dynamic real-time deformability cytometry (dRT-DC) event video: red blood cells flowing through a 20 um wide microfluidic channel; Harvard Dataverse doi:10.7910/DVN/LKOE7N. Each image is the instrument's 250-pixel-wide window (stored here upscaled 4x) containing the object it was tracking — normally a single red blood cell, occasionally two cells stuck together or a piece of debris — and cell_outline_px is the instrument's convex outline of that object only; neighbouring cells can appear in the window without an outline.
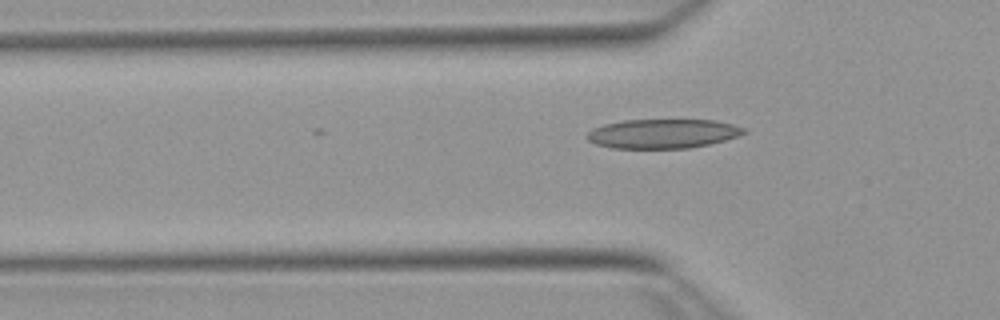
{"species": "Egyptian fruit bat (a non-hibernating species)", "species_latin": "Rousettus aegyptiacus", "temperature_condition": "warm", "stored_images_in_passage": 21, "camera_frame_rate_fps": 3000, "um_per_image_px": 0.085, "animal": {"sex": "female"}, "frame": {"image": 1, "passage_image": 9, "time_ms": 2.667, "image_size_px": [1000, 320], "cell_outline_px": [[748, 132], [740, 136], [708, 144], [688, 148], [612, 148], [596, 144], [588, 140], [584, 136], [592, 128], [604, 124], [624, 120], [716, 120], [732, 124], [744, 128]], "centroid_in_image_um": [56.32, 11.36], "position_along_channel_um": 69.5, "area_um2": 26.82}}
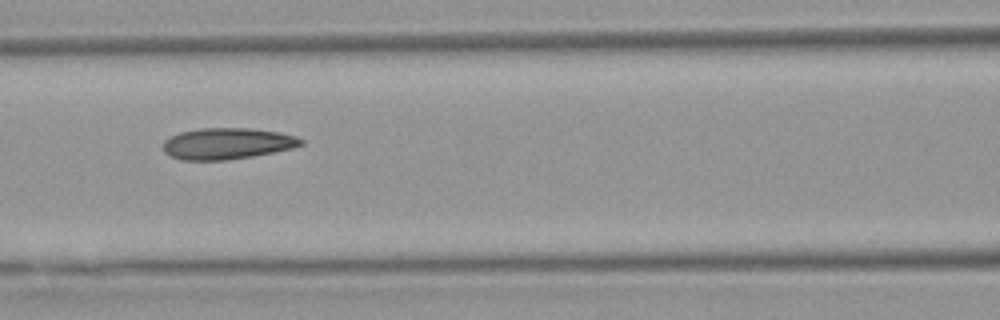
{"frame": {"image": 2, "passage_image": 15, "time_ms": 4.667, "image_size_px": [1000, 320], "cell_outline_px": [[304, 144], [292, 148], [252, 156], [224, 160], [180, 160], [164, 152], [164, 140], [180, 132], [200, 128], [252, 128], [280, 132], [296, 136], [304, 140]], "centroid_in_image_um": [19.33, 12.19], "position_along_channel_um": 147.3, "area_um2": 25.09}}
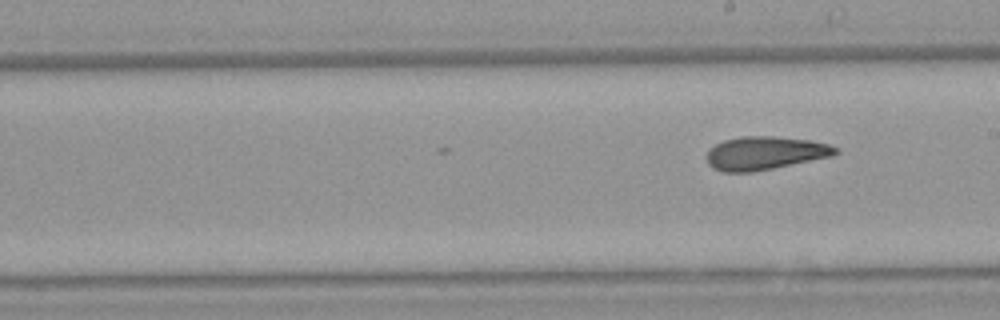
{"frame": {"image": 3, "passage_image": 21, "time_ms": 6.667, "image_size_px": [1000, 320], "cell_outline_px": [[840, 152], [832, 156], [752, 172], [724, 172], [712, 168], [708, 164], [708, 152], [716, 144], [724, 140], [740, 136], [772, 136], [812, 140], [828, 144], [840, 148]], "centroid_in_image_um": [65.06, 13.0], "position_along_channel_um": 223.9, "area_um2": 24.91}}